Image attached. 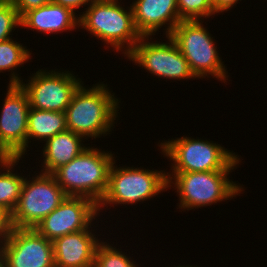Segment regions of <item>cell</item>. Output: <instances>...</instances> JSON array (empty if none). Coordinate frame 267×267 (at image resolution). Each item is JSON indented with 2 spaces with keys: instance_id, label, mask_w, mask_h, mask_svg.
Segmentation results:
<instances>
[{
  "instance_id": "1",
  "label": "cell",
  "mask_w": 267,
  "mask_h": 267,
  "mask_svg": "<svg viewBox=\"0 0 267 267\" xmlns=\"http://www.w3.org/2000/svg\"><path fill=\"white\" fill-rule=\"evenodd\" d=\"M111 92L103 82L89 89L82 84L65 111L67 130L86 140L110 134L120 108L119 98Z\"/></svg>"
},
{
  "instance_id": "2",
  "label": "cell",
  "mask_w": 267,
  "mask_h": 267,
  "mask_svg": "<svg viewBox=\"0 0 267 267\" xmlns=\"http://www.w3.org/2000/svg\"><path fill=\"white\" fill-rule=\"evenodd\" d=\"M113 155L112 152L88 146L52 175L67 196L86 197L98 205L108 188L109 170L115 160Z\"/></svg>"
},
{
  "instance_id": "3",
  "label": "cell",
  "mask_w": 267,
  "mask_h": 267,
  "mask_svg": "<svg viewBox=\"0 0 267 267\" xmlns=\"http://www.w3.org/2000/svg\"><path fill=\"white\" fill-rule=\"evenodd\" d=\"M118 1H92L85 8L86 11L79 15V27L110 45L117 53L123 51L122 54L127 56L141 35L135 28L131 5L125 10Z\"/></svg>"
},
{
  "instance_id": "4",
  "label": "cell",
  "mask_w": 267,
  "mask_h": 267,
  "mask_svg": "<svg viewBox=\"0 0 267 267\" xmlns=\"http://www.w3.org/2000/svg\"><path fill=\"white\" fill-rule=\"evenodd\" d=\"M172 160L171 173L232 171L241 162L239 155L213 141L181 137L158 145Z\"/></svg>"
},
{
  "instance_id": "5",
  "label": "cell",
  "mask_w": 267,
  "mask_h": 267,
  "mask_svg": "<svg viewBox=\"0 0 267 267\" xmlns=\"http://www.w3.org/2000/svg\"><path fill=\"white\" fill-rule=\"evenodd\" d=\"M232 171H205L167 173L168 188L172 187L179 196V208L192 210L231 200L244 188L230 180ZM173 179V180H172ZM174 185V187H173Z\"/></svg>"
},
{
  "instance_id": "6",
  "label": "cell",
  "mask_w": 267,
  "mask_h": 267,
  "mask_svg": "<svg viewBox=\"0 0 267 267\" xmlns=\"http://www.w3.org/2000/svg\"><path fill=\"white\" fill-rule=\"evenodd\" d=\"M203 22L181 20L169 36L188 61L190 70L196 78H208L211 75L225 83L229 77L228 71L219 57L214 38L208 29L204 28Z\"/></svg>"
},
{
  "instance_id": "7",
  "label": "cell",
  "mask_w": 267,
  "mask_h": 267,
  "mask_svg": "<svg viewBox=\"0 0 267 267\" xmlns=\"http://www.w3.org/2000/svg\"><path fill=\"white\" fill-rule=\"evenodd\" d=\"M114 164L115 160L109 170L106 194L98 204V213L108 204L110 208L113 204L132 205L144 202L168 189L167 172L164 170L118 167Z\"/></svg>"
},
{
  "instance_id": "8",
  "label": "cell",
  "mask_w": 267,
  "mask_h": 267,
  "mask_svg": "<svg viewBox=\"0 0 267 267\" xmlns=\"http://www.w3.org/2000/svg\"><path fill=\"white\" fill-rule=\"evenodd\" d=\"M30 179L25 177L20 198L11 213L14 228H35L67 197L52 174L40 172Z\"/></svg>"
},
{
  "instance_id": "9",
  "label": "cell",
  "mask_w": 267,
  "mask_h": 267,
  "mask_svg": "<svg viewBox=\"0 0 267 267\" xmlns=\"http://www.w3.org/2000/svg\"><path fill=\"white\" fill-rule=\"evenodd\" d=\"M29 79L28 83L19 85L27 93L30 107L56 112L66 111L74 93L83 84L80 78L66 70L40 69Z\"/></svg>"
},
{
  "instance_id": "10",
  "label": "cell",
  "mask_w": 267,
  "mask_h": 267,
  "mask_svg": "<svg viewBox=\"0 0 267 267\" xmlns=\"http://www.w3.org/2000/svg\"><path fill=\"white\" fill-rule=\"evenodd\" d=\"M166 38L168 41L165 43L151 41V36H143L126 57L150 74L164 79L179 81L196 78L174 40L170 36Z\"/></svg>"
},
{
  "instance_id": "11",
  "label": "cell",
  "mask_w": 267,
  "mask_h": 267,
  "mask_svg": "<svg viewBox=\"0 0 267 267\" xmlns=\"http://www.w3.org/2000/svg\"><path fill=\"white\" fill-rule=\"evenodd\" d=\"M0 253L6 267H55L52 241L35 228H13Z\"/></svg>"
},
{
  "instance_id": "12",
  "label": "cell",
  "mask_w": 267,
  "mask_h": 267,
  "mask_svg": "<svg viewBox=\"0 0 267 267\" xmlns=\"http://www.w3.org/2000/svg\"><path fill=\"white\" fill-rule=\"evenodd\" d=\"M0 114V142L14 156L23 158L27 149V93L20 85H9Z\"/></svg>"
},
{
  "instance_id": "13",
  "label": "cell",
  "mask_w": 267,
  "mask_h": 267,
  "mask_svg": "<svg viewBox=\"0 0 267 267\" xmlns=\"http://www.w3.org/2000/svg\"><path fill=\"white\" fill-rule=\"evenodd\" d=\"M99 214L98 205L91 199L67 196L35 229L53 241L58 237L87 229Z\"/></svg>"
},
{
  "instance_id": "14",
  "label": "cell",
  "mask_w": 267,
  "mask_h": 267,
  "mask_svg": "<svg viewBox=\"0 0 267 267\" xmlns=\"http://www.w3.org/2000/svg\"><path fill=\"white\" fill-rule=\"evenodd\" d=\"M130 5L135 28L141 37L155 35L164 25L167 27L164 35L169 36L182 20L177 0H134Z\"/></svg>"
},
{
  "instance_id": "15",
  "label": "cell",
  "mask_w": 267,
  "mask_h": 267,
  "mask_svg": "<svg viewBox=\"0 0 267 267\" xmlns=\"http://www.w3.org/2000/svg\"><path fill=\"white\" fill-rule=\"evenodd\" d=\"M90 228L91 225L52 241L55 267H93L95 249L100 239Z\"/></svg>"
},
{
  "instance_id": "16",
  "label": "cell",
  "mask_w": 267,
  "mask_h": 267,
  "mask_svg": "<svg viewBox=\"0 0 267 267\" xmlns=\"http://www.w3.org/2000/svg\"><path fill=\"white\" fill-rule=\"evenodd\" d=\"M22 27L41 34H57L79 28V17L71 9L51 2L26 12L21 17Z\"/></svg>"
},
{
  "instance_id": "17",
  "label": "cell",
  "mask_w": 267,
  "mask_h": 267,
  "mask_svg": "<svg viewBox=\"0 0 267 267\" xmlns=\"http://www.w3.org/2000/svg\"><path fill=\"white\" fill-rule=\"evenodd\" d=\"M81 135L70 130H65L51 137L43 146V164L41 172L52 174L59 167L71 162L80 155L88 146H84Z\"/></svg>"
},
{
  "instance_id": "18",
  "label": "cell",
  "mask_w": 267,
  "mask_h": 267,
  "mask_svg": "<svg viewBox=\"0 0 267 267\" xmlns=\"http://www.w3.org/2000/svg\"><path fill=\"white\" fill-rule=\"evenodd\" d=\"M67 130L65 112L37 110L30 107L28 113L27 147L30 139L47 141Z\"/></svg>"
},
{
  "instance_id": "19",
  "label": "cell",
  "mask_w": 267,
  "mask_h": 267,
  "mask_svg": "<svg viewBox=\"0 0 267 267\" xmlns=\"http://www.w3.org/2000/svg\"><path fill=\"white\" fill-rule=\"evenodd\" d=\"M20 160H22L20 157H14L10 161L0 163V168H2L0 169V206L10 213L13 212L18 203L21 187L25 179V176H20L12 169L15 164L16 166L18 165Z\"/></svg>"
},
{
  "instance_id": "20",
  "label": "cell",
  "mask_w": 267,
  "mask_h": 267,
  "mask_svg": "<svg viewBox=\"0 0 267 267\" xmlns=\"http://www.w3.org/2000/svg\"><path fill=\"white\" fill-rule=\"evenodd\" d=\"M31 54L26 46L14 41L13 38L0 42V73L11 70L9 85H19L23 82L14 70L31 60Z\"/></svg>"
},
{
  "instance_id": "21",
  "label": "cell",
  "mask_w": 267,
  "mask_h": 267,
  "mask_svg": "<svg viewBox=\"0 0 267 267\" xmlns=\"http://www.w3.org/2000/svg\"><path fill=\"white\" fill-rule=\"evenodd\" d=\"M119 250V251H118ZM115 246L100 241L95 249L93 267H138L131 257H128ZM131 259V260H130ZM137 264V265H136Z\"/></svg>"
},
{
  "instance_id": "22",
  "label": "cell",
  "mask_w": 267,
  "mask_h": 267,
  "mask_svg": "<svg viewBox=\"0 0 267 267\" xmlns=\"http://www.w3.org/2000/svg\"><path fill=\"white\" fill-rule=\"evenodd\" d=\"M177 9L182 20H204L215 15L211 0H177Z\"/></svg>"
},
{
  "instance_id": "23",
  "label": "cell",
  "mask_w": 267,
  "mask_h": 267,
  "mask_svg": "<svg viewBox=\"0 0 267 267\" xmlns=\"http://www.w3.org/2000/svg\"><path fill=\"white\" fill-rule=\"evenodd\" d=\"M21 26V17L13 3L0 2V42L11 39L10 35Z\"/></svg>"
},
{
  "instance_id": "24",
  "label": "cell",
  "mask_w": 267,
  "mask_h": 267,
  "mask_svg": "<svg viewBox=\"0 0 267 267\" xmlns=\"http://www.w3.org/2000/svg\"><path fill=\"white\" fill-rule=\"evenodd\" d=\"M13 228L11 213L0 206V247L8 240Z\"/></svg>"
},
{
  "instance_id": "25",
  "label": "cell",
  "mask_w": 267,
  "mask_h": 267,
  "mask_svg": "<svg viewBox=\"0 0 267 267\" xmlns=\"http://www.w3.org/2000/svg\"><path fill=\"white\" fill-rule=\"evenodd\" d=\"M51 2L52 0H14L12 3L22 17L26 12Z\"/></svg>"
},
{
  "instance_id": "26",
  "label": "cell",
  "mask_w": 267,
  "mask_h": 267,
  "mask_svg": "<svg viewBox=\"0 0 267 267\" xmlns=\"http://www.w3.org/2000/svg\"><path fill=\"white\" fill-rule=\"evenodd\" d=\"M92 1L94 0H52L53 3L67 7L74 13H76L75 9H80L83 5H89Z\"/></svg>"
},
{
  "instance_id": "27",
  "label": "cell",
  "mask_w": 267,
  "mask_h": 267,
  "mask_svg": "<svg viewBox=\"0 0 267 267\" xmlns=\"http://www.w3.org/2000/svg\"><path fill=\"white\" fill-rule=\"evenodd\" d=\"M211 1L214 8V12L215 14H217V13H223L224 11H228L233 6H236L234 4H236L238 1L241 0H211Z\"/></svg>"
},
{
  "instance_id": "28",
  "label": "cell",
  "mask_w": 267,
  "mask_h": 267,
  "mask_svg": "<svg viewBox=\"0 0 267 267\" xmlns=\"http://www.w3.org/2000/svg\"><path fill=\"white\" fill-rule=\"evenodd\" d=\"M14 158V156L0 142V163H5Z\"/></svg>"
},
{
  "instance_id": "29",
  "label": "cell",
  "mask_w": 267,
  "mask_h": 267,
  "mask_svg": "<svg viewBox=\"0 0 267 267\" xmlns=\"http://www.w3.org/2000/svg\"><path fill=\"white\" fill-rule=\"evenodd\" d=\"M0 267H6L3 255L0 253Z\"/></svg>"
},
{
  "instance_id": "30",
  "label": "cell",
  "mask_w": 267,
  "mask_h": 267,
  "mask_svg": "<svg viewBox=\"0 0 267 267\" xmlns=\"http://www.w3.org/2000/svg\"><path fill=\"white\" fill-rule=\"evenodd\" d=\"M14 0H0L2 3H12Z\"/></svg>"
},
{
  "instance_id": "31",
  "label": "cell",
  "mask_w": 267,
  "mask_h": 267,
  "mask_svg": "<svg viewBox=\"0 0 267 267\" xmlns=\"http://www.w3.org/2000/svg\"><path fill=\"white\" fill-rule=\"evenodd\" d=\"M189 266H190V265H188V266H180V265H179V266H175V267H189ZM190 267H196V266H192V265H191Z\"/></svg>"
}]
</instances>
